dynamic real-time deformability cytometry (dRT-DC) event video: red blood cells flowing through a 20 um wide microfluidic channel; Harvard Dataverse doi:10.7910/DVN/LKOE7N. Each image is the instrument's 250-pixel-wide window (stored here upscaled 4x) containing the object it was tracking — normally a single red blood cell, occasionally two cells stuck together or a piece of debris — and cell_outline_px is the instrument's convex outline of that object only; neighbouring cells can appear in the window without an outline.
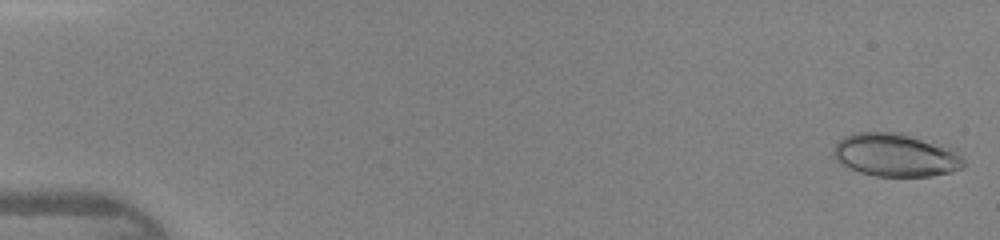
{"species": "human", "species_latin": "Homo sapiens", "temperature_condition": "warm", "stored_images_in_passage": 45, "camera_frame_rate_fps": 3000, "um_per_image_px": 0.085, "donor": {"sex": "female"}, "frame": {"image": 1, "passage_image": 1, "time_ms": 0.0, "image_size_px": [1000, 240], "cell_outline_px": [[964, 168], [952, 172], [932, 176], [876, 176], [860, 172], [840, 164], [832, 156], [832, 148], [844, 136], [852, 132], [896, 132], [956, 148], [964, 160]], "centroid_in_image_um": [76.14, 13.18], "position_along_channel_um": 8.9, "area_um2": 33.12}}
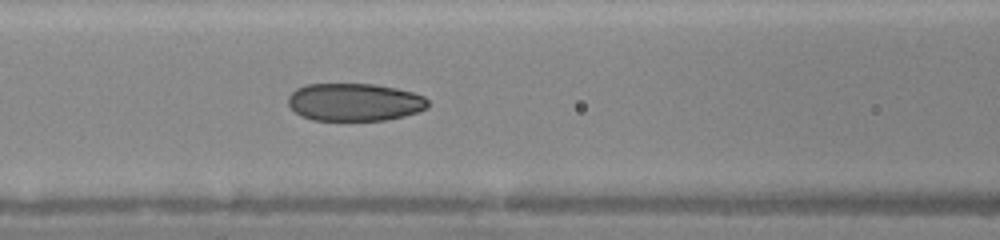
{"frame": {"image": 2, "passage_image": 20, "time_ms": 6.333, "image_size_px": [1000, 240], "cell_outline_px": [[428, 108], [404, 116], [384, 120], [312, 120], [300, 116], [288, 104], [288, 96], [296, 88], [308, 84], [376, 84], [396, 88], [412, 92], [424, 96], [428, 100]], "centroid_in_image_um": [30.13, 8.68], "position_along_channel_um": 136.5, "area_um2": 30.81}}
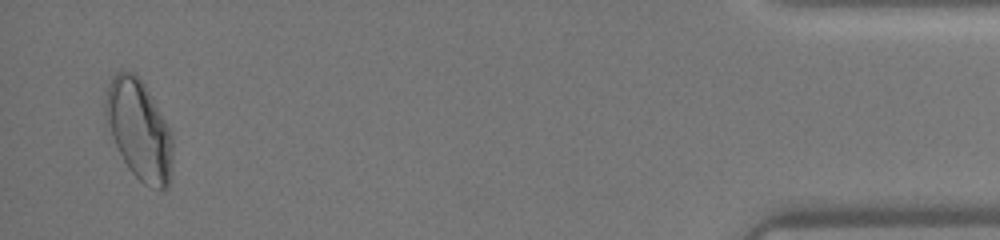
{"frame": {"image": 3, "passage_image": 44, "time_ms": 14.333, "image_size_px": [1000, 240], "cell_outline_px": [[172, 164], [168, 184], [164, 188], [152, 188], [144, 184], [128, 168], [104, 120], [104, 100], [108, 84], [112, 76], [116, 72], [124, 68], [132, 72], [144, 84], [168, 124], [172, 136]], "centroid_in_image_um": [11.79, 10.98], "position_along_channel_um": 423.4, "area_um2": 39.02}}